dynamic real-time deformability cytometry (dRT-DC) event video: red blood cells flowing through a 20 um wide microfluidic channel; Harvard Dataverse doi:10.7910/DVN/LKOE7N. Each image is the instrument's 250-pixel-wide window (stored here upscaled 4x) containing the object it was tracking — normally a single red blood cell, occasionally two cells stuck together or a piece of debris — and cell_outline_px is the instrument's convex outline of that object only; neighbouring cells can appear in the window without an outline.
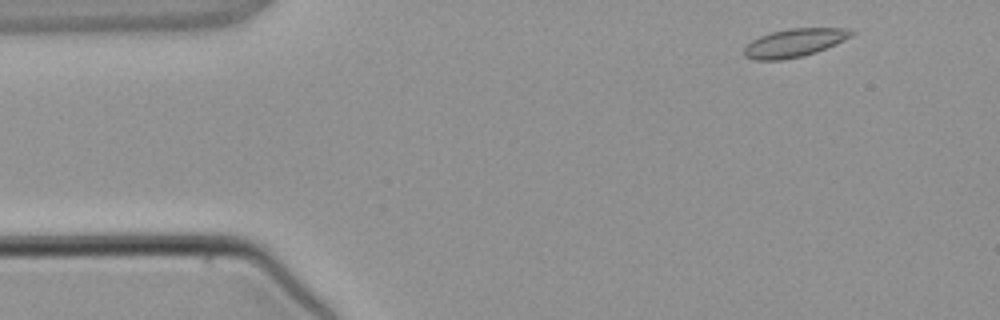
{"species": "common noctule bat (a hibernating species)", "species_latin": "Nyctalus noctula", "temperature_condition": "warm", "stored_images_in_passage": 3, "camera_frame_rate_fps": 3000, "um_per_image_px": 0.085, "animal": {"sex": "male", "body_mass_g": 21.5, "forearm_length_mm": 52.0}, "frame": {"image": 1, "passage_image": 1, "time_ms": 0.0, "image_size_px": [1000, 320], "cell_outline_px": [[856, 32], [852, 36], [836, 44], [816, 52], [804, 56], [780, 60], [756, 60], [744, 56], [744, 48], [752, 40], [760, 36], [772, 32], [792, 28], [844, 28]], "centroid_in_image_um": [67.53, 3.64], "position_along_channel_um": 17.5, "area_um2": 17.57}}